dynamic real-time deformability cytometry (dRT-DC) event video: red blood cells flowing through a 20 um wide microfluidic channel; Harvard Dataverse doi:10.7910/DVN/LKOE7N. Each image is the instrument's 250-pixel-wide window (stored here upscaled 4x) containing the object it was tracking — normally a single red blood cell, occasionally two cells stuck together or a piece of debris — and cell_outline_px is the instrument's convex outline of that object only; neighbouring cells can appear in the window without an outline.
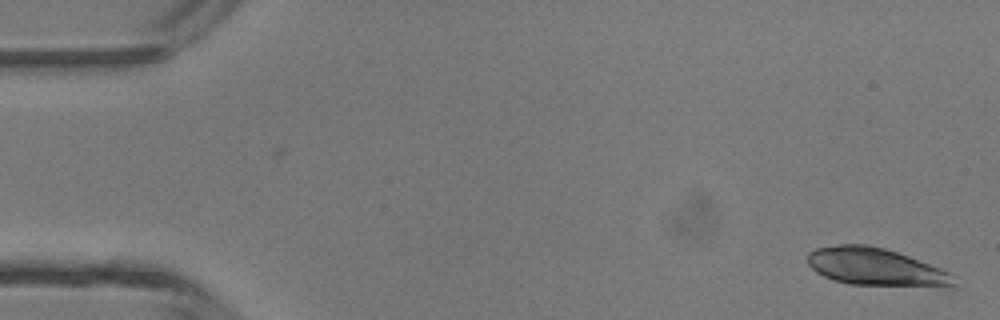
{"species": "common noctule bat (a hibernating species)", "species_latin": "Nyctalus noctula", "temperature_condition": "room temperature", "stored_images_in_passage": 45, "camera_frame_rate_fps": 3000, "um_per_image_px": 0.085, "animal": {"sex": "male", "body_mass_g": 13.3}, "frame": {"image": 1, "passage_image": 1, "time_ms": 0.0, "image_size_px": [1000, 320], "cell_outline_px": [[956, 284], [952, 288], [848, 284], [832, 280], [816, 272], [808, 264], [808, 252], [816, 248], [840, 244], [864, 244], [884, 248], [908, 256], [940, 268], [948, 272]], "centroid_in_image_um": [74.44, 22.71], "position_along_channel_um": 10.6, "area_um2": 32.25}}
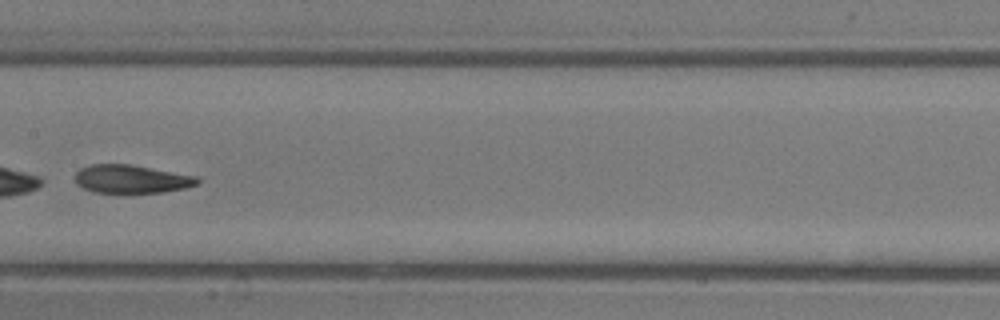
{"frame": {"image": 2, "passage_image": 23, "time_ms": 7.333, "image_size_px": [1000, 320], "cell_outline_px": [[200, 180], [196, 184], [188, 188], [164, 192], [96, 192], [84, 188], [76, 184], [76, 172], [80, 168], [92, 164], [128, 164], [196, 176]], "centroid_in_image_um": [11.17, 15.21], "position_along_channel_um": 196.2, "area_um2": 19.88}}
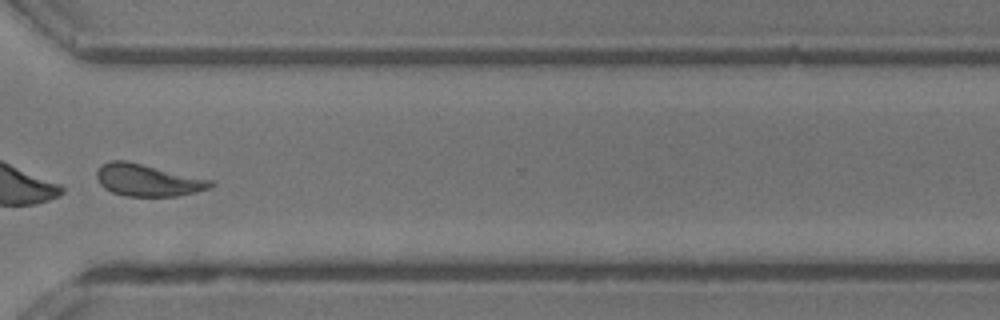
{"frame": {"image": 3, "passage_image": 34, "time_ms": 11.0, "image_size_px": [1000, 320], "cell_outline_px": [[216, 184], [208, 188], [196, 192], [176, 196], [124, 196], [112, 192], [104, 188], [100, 184], [96, 176], [96, 172], [104, 164], [112, 160], [128, 160], [212, 180]], "centroid_in_image_um": [12.56, 15.31], "position_along_channel_um": 358.0, "area_um2": 21.27}}